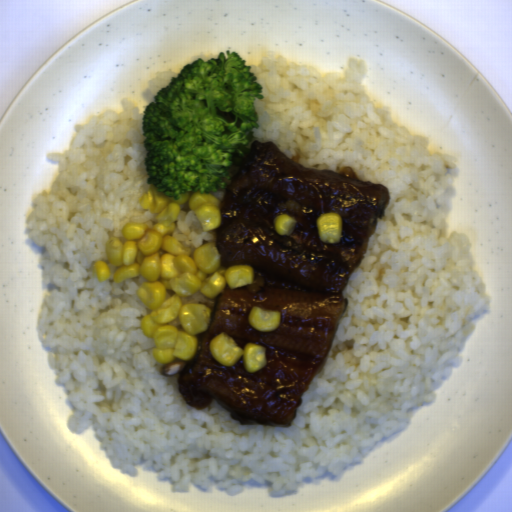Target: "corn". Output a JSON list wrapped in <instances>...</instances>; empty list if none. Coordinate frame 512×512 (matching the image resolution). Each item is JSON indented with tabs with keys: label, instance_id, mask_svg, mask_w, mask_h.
I'll use <instances>...</instances> for the list:
<instances>
[{
	"label": "corn",
	"instance_id": "obj_3",
	"mask_svg": "<svg viewBox=\"0 0 512 512\" xmlns=\"http://www.w3.org/2000/svg\"><path fill=\"white\" fill-rule=\"evenodd\" d=\"M316 225L319 239L323 243L335 244L341 240L343 220L339 213L326 212L320 214Z\"/></svg>",
	"mask_w": 512,
	"mask_h": 512
},
{
	"label": "corn",
	"instance_id": "obj_1",
	"mask_svg": "<svg viewBox=\"0 0 512 512\" xmlns=\"http://www.w3.org/2000/svg\"><path fill=\"white\" fill-rule=\"evenodd\" d=\"M221 200L207 193L184 191L172 200L157 189L140 197L141 208L157 214L147 227L126 222L121 227L124 242L106 241L104 252L116 267L115 282L142 277L137 294L151 311L140 321V330L153 338L151 355L156 362H189L198 352V334L209 330L212 310L200 304H183V296L197 293L216 299L224 286L236 288L253 283L250 265L221 263L216 241L192 251L173 236L183 207L195 213L202 231L217 230L221 222Z\"/></svg>",
	"mask_w": 512,
	"mask_h": 512
},
{
	"label": "corn",
	"instance_id": "obj_2",
	"mask_svg": "<svg viewBox=\"0 0 512 512\" xmlns=\"http://www.w3.org/2000/svg\"><path fill=\"white\" fill-rule=\"evenodd\" d=\"M211 355L222 366L232 367L243 358L246 372H255L267 363L266 348L248 343L242 349L227 333H219L208 344Z\"/></svg>",
	"mask_w": 512,
	"mask_h": 512
},
{
	"label": "corn",
	"instance_id": "obj_5",
	"mask_svg": "<svg viewBox=\"0 0 512 512\" xmlns=\"http://www.w3.org/2000/svg\"><path fill=\"white\" fill-rule=\"evenodd\" d=\"M275 232L281 235H289L295 231L297 223L292 216L280 215L273 220Z\"/></svg>",
	"mask_w": 512,
	"mask_h": 512
},
{
	"label": "corn",
	"instance_id": "obj_4",
	"mask_svg": "<svg viewBox=\"0 0 512 512\" xmlns=\"http://www.w3.org/2000/svg\"><path fill=\"white\" fill-rule=\"evenodd\" d=\"M248 319L253 328L262 332L275 330L281 323L280 312L267 311L260 306L251 308Z\"/></svg>",
	"mask_w": 512,
	"mask_h": 512
},
{
	"label": "corn",
	"instance_id": "obj_6",
	"mask_svg": "<svg viewBox=\"0 0 512 512\" xmlns=\"http://www.w3.org/2000/svg\"><path fill=\"white\" fill-rule=\"evenodd\" d=\"M93 268L98 281L105 282L108 278H110V268L104 260H98L94 262Z\"/></svg>",
	"mask_w": 512,
	"mask_h": 512
}]
</instances>
